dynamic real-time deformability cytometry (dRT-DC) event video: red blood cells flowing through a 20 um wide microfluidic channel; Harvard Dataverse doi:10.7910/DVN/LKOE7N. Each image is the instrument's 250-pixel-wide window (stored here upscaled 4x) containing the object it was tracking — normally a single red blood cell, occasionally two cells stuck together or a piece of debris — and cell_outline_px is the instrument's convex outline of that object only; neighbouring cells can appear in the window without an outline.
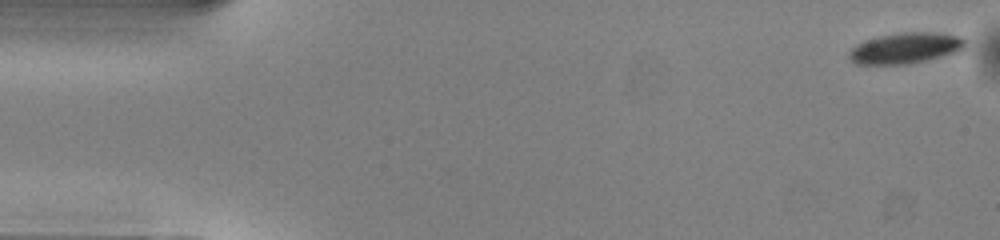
{"species": "common noctule bat (a hibernating species)", "species_latin": "Nyctalus noctula", "temperature_condition": "warm", "stored_images_in_passage": 50, "camera_frame_rate_fps": 3000, "um_per_image_px": 0.085, "animal": {"sex": "male", "body_mass_g": 13.0, "forearm_length_mm": 53.1}, "frame": {"image": 1, "passage_image": 1, "time_ms": 0.0, "image_size_px": [1000, 240], "cell_outline_px": [[968, 40], [964, 48], [960, 52], [908, 64], [856, 64], [848, 56], [848, 52], [856, 44], [864, 40], [880, 36], [900, 32], [932, 32], [964, 36]], "centroid_in_image_um": [77.02, 4.07], "position_along_channel_um": 8.0, "area_um2": 21.15}}
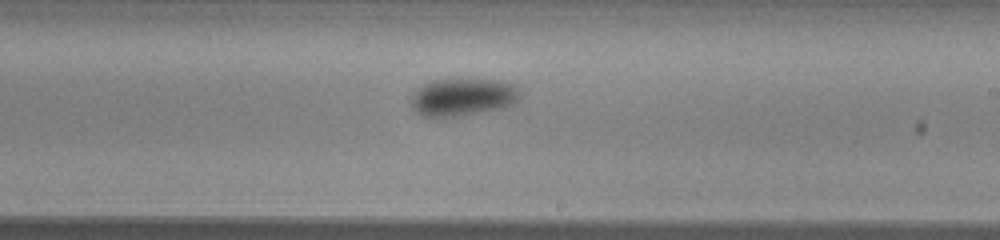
{"frame": {"image": 2, "passage_image": 29, "time_ms": 9.333, "image_size_px": [1000, 240], "cell_outline_px": [[520, 96], [512, 104], [500, 108], [456, 116], [424, 116], [416, 112], [412, 108], [412, 96], [416, 88], [432, 80], [448, 76], [468, 76], [504, 80], [516, 84], [520, 92]], "centroid_in_image_um": [39.35, 8.15], "position_along_channel_um": 249.6, "area_um2": 24.85}}
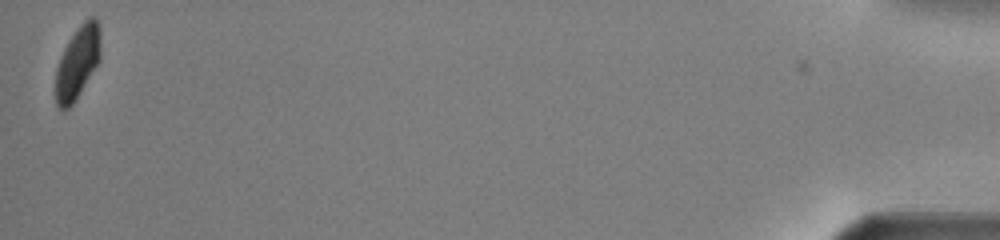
{"frame": {"image": 3, "passage_image": 50, "time_ms": 16.333, "image_size_px": [1000, 240], "cell_outline_px": [[100, 60], [76, 100], [64, 112], [56, 104], [56, 68], [60, 56], [68, 40], [76, 28], [88, 16], [96, 16], [100, 24]], "centroid_in_image_um": [6.61, 5.27], "position_along_channel_um": 428.6, "area_um2": 19.36}, "authors_computed_cell_mechanics": {"area_um2": 22.7732, "velocity_mm_per_s": 4.0138, "shape_relaxation_time_tau1_ms": 3.1326, "shape_relaxation_time_tau2_ms": null, "deformation_change_tau1": 0.0877, "deformation_change_tau2": null}}